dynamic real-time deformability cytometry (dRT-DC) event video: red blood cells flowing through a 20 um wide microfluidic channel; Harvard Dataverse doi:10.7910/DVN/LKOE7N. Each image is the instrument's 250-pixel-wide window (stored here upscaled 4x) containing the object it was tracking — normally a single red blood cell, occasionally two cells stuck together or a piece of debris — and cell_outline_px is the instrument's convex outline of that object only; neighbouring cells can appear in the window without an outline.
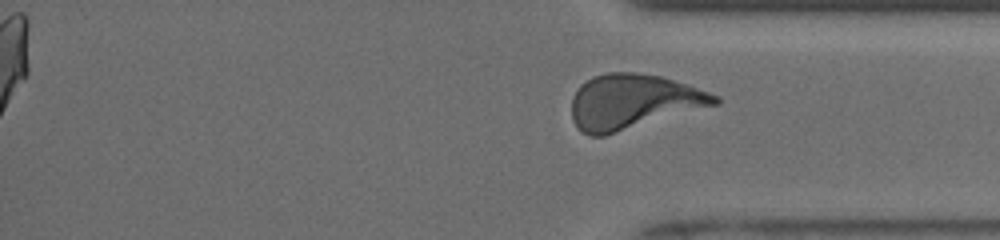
{"species": "human", "species_latin": "Homo sapiens", "temperature_condition": "room temperature", "stored_images_in_passage": 29, "segment_of_instrument_passage": [2, 2], "camera_frame_rate_fps": 3000, "um_per_image_px": 0.085, "donor": {"sex": "male"}, "frame": {"image": 1, "passage_image": 29, "time_ms": 12.0, "image_size_px": [1000, 240], "cell_outline_px": [[720, 104], [604, 136], [592, 136], [584, 132], [572, 120], [572, 96], [580, 84], [592, 76], [608, 72], [636, 72], [660, 76], [720, 96]], "centroid_in_image_um": [53.81, 8.64], "position_along_channel_um": 381.4, "area_um2": 45.66}}